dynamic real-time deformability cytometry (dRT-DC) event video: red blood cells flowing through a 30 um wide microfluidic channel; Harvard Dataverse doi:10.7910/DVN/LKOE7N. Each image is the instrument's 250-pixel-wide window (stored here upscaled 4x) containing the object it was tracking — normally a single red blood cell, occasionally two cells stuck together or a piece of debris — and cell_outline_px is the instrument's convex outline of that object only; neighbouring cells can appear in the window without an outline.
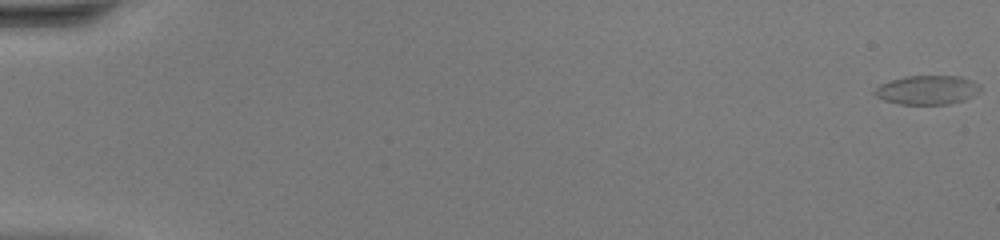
{"species": "common noctule bat (a hibernating species)", "species_latin": "Nyctalus noctula", "temperature_condition": "warm", "stored_images_in_passage": 49, "camera_frame_rate_fps": 3000, "um_per_image_px": 0.085, "animal": {"sex": "female", "body_mass_g": 20.0, "forearm_length_mm": 54.0}, "frame": {"image": 1, "passage_image": 1, "time_ms": 0.0, "image_size_px": [1000, 240], "cell_outline_px": [[980, 92], [964, 100], [948, 104], [900, 104], [884, 100], [876, 96], [872, 92], [880, 84], [904, 76], [960, 76], [972, 80], [980, 84]], "centroid_in_image_um": [78.83, 7.64], "position_along_channel_um": 6.2, "area_um2": 17.92}}
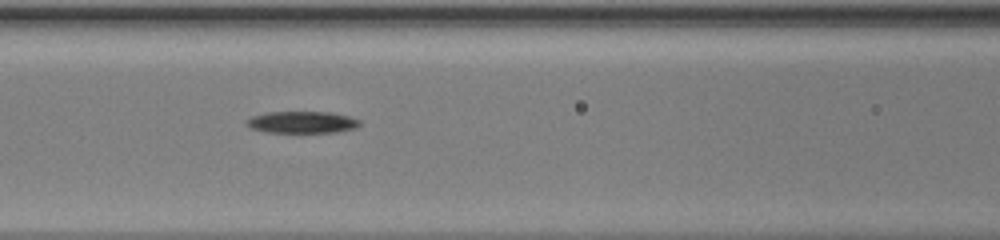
{"frame": {"image": 2, "passage_image": 23, "time_ms": 7.333, "image_size_px": [1000, 240], "cell_outline_px": [[360, 124], [356, 128], [336, 132], [268, 132], [252, 128], [244, 124], [244, 120], [252, 116], [268, 112], [332, 112], [348, 116], [360, 120]], "centroid_in_image_um": [25.66, 10.38], "position_along_channel_um": 140.9, "area_um2": 14.39}}
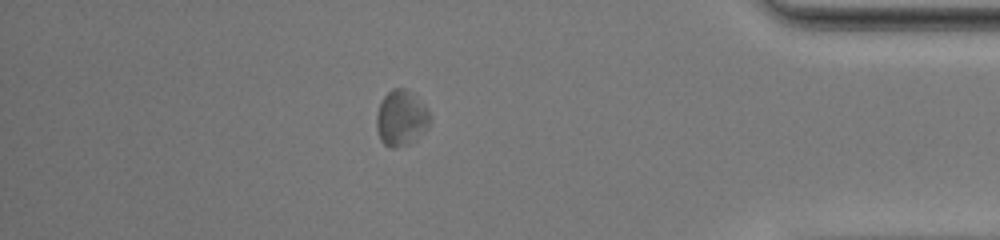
{"frame": {"image": 3, "passage_image": 43, "time_ms": 14.0, "image_size_px": [1000, 240], "cell_outline_px": [[432, 116], [428, 128], [416, 140], [408, 144], [396, 148], [388, 148], [380, 140], [376, 128], [376, 116], [380, 104], [384, 96], [392, 88], [404, 88], [424, 104], [428, 108]], "centroid_in_image_um": [34.11, 10.07], "position_along_channel_um": 401.1, "area_um2": 17.57}, "authors_computed_cell_mechanics": {"area_um2": 16.1262, "velocity_mm_per_s": 4.3742, "shape_relaxation_time_tau1_ms": 4.073, "shape_relaxation_time_tau2_ms": null, "deformation_change_tau1": 0.1274, "deformation_change_tau2": null}}